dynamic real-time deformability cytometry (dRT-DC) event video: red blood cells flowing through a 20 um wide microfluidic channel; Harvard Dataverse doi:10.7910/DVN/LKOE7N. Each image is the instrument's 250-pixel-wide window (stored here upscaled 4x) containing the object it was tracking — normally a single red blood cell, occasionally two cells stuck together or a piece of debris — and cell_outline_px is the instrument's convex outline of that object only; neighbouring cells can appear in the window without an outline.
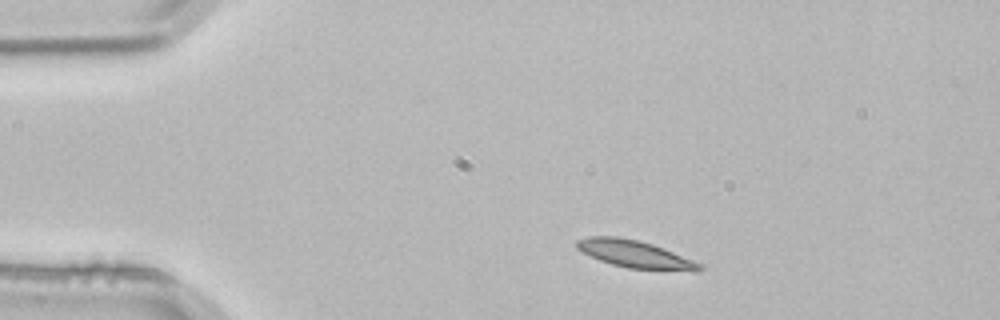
{"species": "common noctule bat (a hibernating species)", "species_latin": "Nyctalus noctula", "temperature_condition": "room temperature", "stored_images_in_passage": 3, "camera_frame_rate_fps": 3000, "um_per_image_px": 0.085, "animal": {"sex": "male", "body_mass_g": 21.5, "forearm_length_mm": 52.0}, "frame": {"image": 1, "passage_image": 3, "time_ms": 0.667, "image_size_px": [1000, 320], "cell_outline_px": [[704, 268], [700, 272], [696, 272], [628, 268], [612, 264], [600, 260], [576, 248], [576, 240], [588, 236], [616, 236], [636, 240], [652, 244], [692, 260], [700, 264]], "centroid_in_image_um": [53.99, 21.61], "position_along_channel_um": 31.0, "area_um2": 19.42}}